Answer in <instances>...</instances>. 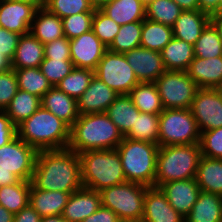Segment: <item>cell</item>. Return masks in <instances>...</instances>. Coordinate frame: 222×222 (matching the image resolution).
I'll list each match as a JSON object with an SVG mask.
<instances>
[{"instance_id":"cell-54","label":"cell","mask_w":222,"mask_h":222,"mask_svg":"<svg viewBox=\"0 0 222 222\" xmlns=\"http://www.w3.org/2000/svg\"><path fill=\"white\" fill-rule=\"evenodd\" d=\"M175 1L182 10H199L198 0H173Z\"/></svg>"},{"instance_id":"cell-61","label":"cell","mask_w":222,"mask_h":222,"mask_svg":"<svg viewBox=\"0 0 222 222\" xmlns=\"http://www.w3.org/2000/svg\"><path fill=\"white\" fill-rule=\"evenodd\" d=\"M119 222H144L142 219H120Z\"/></svg>"},{"instance_id":"cell-30","label":"cell","mask_w":222,"mask_h":222,"mask_svg":"<svg viewBox=\"0 0 222 222\" xmlns=\"http://www.w3.org/2000/svg\"><path fill=\"white\" fill-rule=\"evenodd\" d=\"M139 113L140 111L133 104L128 94L118 95L105 111V114L116 125L123 136L134 126L136 115H139Z\"/></svg>"},{"instance_id":"cell-5","label":"cell","mask_w":222,"mask_h":222,"mask_svg":"<svg viewBox=\"0 0 222 222\" xmlns=\"http://www.w3.org/2000/svg\"><path fill=\"white\" fill-rule=\"evenodd\" d=\"M201 156L199 143L159 147L154 187L195 178Z\"/></svg>"},{"instance_id":"cell-10","label":"cell","mask_w":222,"mask_h":222,"mask_svg":"<svg viewBox=\"0 0 222 222\" xmlns=\"http://www.w3.org/2000/svg\"><path fill=\"white\" fill-rule=\"evenodd\" d=\"M95 76L119 95L129 94L140 83L122 53L107 50L98 63Z\"/></svg>"},{"instance_id":"cell-18","label":"cell","mask_w":222,"mask_h":222,"mask_svg":"<svg viewBox=\"0 0 222 222\" xmlns=\"http://www.w3.org/2000/svg\"><path fill=\"white\" fill-rule=\"evenodd\" d=\"M144 222H185L168 202L165 194L157 187H148L144 197Z\"/></svg>"},{"instance_id":"cell-11","label":"cell","mask_w":222,"mask_h":222,"mask_svg":"<svg viewBox=\"0 0 222 222\" xmlns=\"http://www.w3.org/2000/svg\"><path fill=\"white\" fill-rule=\"evenodd\" d=\"M38 151L16 136L0 147V169L11 171L22 181H32Z\"/></svg>"},{"instance_id":"cell-51","label":"cell","mask_w":222,"mask_h":222,"mask_svg":"<svg viewBox=\"0 0 222 222\" xmlns=\"http://www.w3.org/2000/svg\"><path fill=\"white\" fill-rule=\"evenodd\" d=\"M13 222H41V216L28 204L14 215Z\"/></svg>"},{"instance_id":"cell-15","label":"cell","mask_w":222,"mask_h":222,"mask_svg":"<svg viewBox=\"0 0 222 222\" xmlns=\"http://www.w3.org/2000/svg\"><path fill=\"white\" fill-rule=\"evenodd\" d=\"M37 8L14 0H0V27L18 33H29Z\"/></svg>"},{"instance_id":"cell-48","label":"cell","mask_w":222,"mask_h":222,"mask_svg":"<svg viewBox=\"0 0 222 222\" xmlns=\"http://www.w3.org/2000/svg\"><path fill=\"white\" fill-rule=\"evenodd\" d=\"M21 35L0 27V52L10 61L14 58Z\"/></svg>"},{"instance_id":"cell-52","label":"cell","mask_w":222,"mask_h":222,"mask_svg":"<svg viewBox=\"0 0 222 222\" xmlns=\"http://www.w3.org/2000/svg\"><path fill=\"white\" fill-rule=\"evenodd\" d=\"M220 0H198L199 10L211 15H218V5Z\"/></svg>"},{"instance_id":"cell-39","label":"cell","mask_w":222,"mask_h":222,"mask_svg":"<svg viewBox=\"0 0 222 222\" xmlns=\"http://www.w3.org/2000/svg\"><path fill=\"white\" fill-rule=\"evenodd\" d=\"M141 33L142 21L122 25L108 50L124 54L133 48L140 47Z\"/></svg>"},{"instance_id":"cell-9","label":"cell","mask_w":222,"mask_h":222,"mask_svg":"<svg viewBox=\"0 0 222 222\" xmlns=\"http://www.w3.org/2000/svg\"><path fill=\"white\" fill-rule=\"evenodd\" d=\"M164 109H190L199 89L186 71H165L154 82Z\"/></svg>"},{"instance_id":"cell-19","label":"cell","mask_w":222,"mask_h":222,"mask_svg":"<svg viewBox=\"0 0 222 222\" xmlns=\"http://www.w3.org/2000/svg\"><path fill=\"white\" fill-rule=\"evenodd\" d=\"M101 206L100 193L85 187L71 193L62 216L69 222H81Z\"/></svg>"},{"instance_id":"cell-22","label":"cell","mask_w":222,"mask_h":222,"mask_svg":"<svg viewBox=\"0 0 222 222\" xmlns=\"http://www.w3.org/2000/svg\"><path fill=\"white\" fill-rule=\"evenodd\" d=\"M209 23L208 14L200 10H183L172 27L173 37L194 45Z\"/></svg>"},{"instance_id":"cell-29","label":"cell","mask_w":222,"mask_h":222,"mask_svg":"<svg viewBox=\"0 0 222 222\" xmlns=\"http://www.w3.org/2000/svg\"><path fill=\"white\" fill-rule=\"evenodd\" d=\"M195 180L201 191L222 196V159L201 156Z\"/></svg>"},{"instance_id":"cell-53","label":"cell","mask_w":222,"mask_h":222,"mask_svg":"<svg viewBox=\"0 0 222 222\" xmlns=\"http://www.w3.org/2000/svg\"><path fill=\"white\" fill-rule=\"evenodd\" d=\"M20 179L11 171L0 169V186H7L18 183Z\"/></svg>"},{"instance_id":"cell-46","label":"cell","mask_w":222,"mask_h":222,"mask_svg":"<svg viewBox=\"0 0 222 222\" xmlns=\"http://www.w3.org/2000/svg\"><path fill=\"white\" fill-rule=\"evenodd\" d=\"M18 91L14 69L0 73V110H5Z\"/></svg>"},{"instance_id":"cell-6","label":"cell","mask_w":222,"mask_h":222,"mask_svg":"<svg viewBox=\"0 0 222 222\" xmlns=\"http://www.w3.org/2000/svg\"><path fill=\"white\" fill-rule=\"evenodd\" d=\"M127 182L154 187L159 146L124 137L117 146Z\"/></svg>"},{"instance_id":"cell-45","label":"cell","mask_w":222,"mask_h":222,"mask_svg":"<svg viewBox=\"0 0 222 222\" xmlns=\"http://www.w3.org/2000/svg\"><path fill=\"white\" fill-rule=\"evenodd\" d=\"M199 144L202 156L222 159V127L202 132Z\"/></svg>"},{"instance_id":"cell-36","label":"cell","mask_w":222,"mask_h":222,"mask_svg":"<svg viewBox=\"0 0 222 222\" xmlns=\"http://www.w3.org/2000/svg\"><path fill=\"white\" fill-rule=\"evenodd\" d=\"M124 137L158 145L159 115L140 112L139 115H136L134 126Z\"/></svg>"},{"instance_id":"cell-25","label":"cell","mask_w":222,"mask_h":222,"mask_svg":"<svg viewBox=\"0 0 222 222\" xmlns=\"http://www.w3.org/2000/svg\"><path fill=\"white\" fill-rule=\"evenodd\" d=\"M29 32L42 44L65 37L62 19L44 7L37 9Z\"/></svg>"},{"instance_id":"cell-26","label":"cell","mask_w":222,"mask_h":222,"mask_svg":"<svg viewBox=\"0 0 222 222\" xmlns=\"http://www.w3.org/2000/svg\"><path fill=\"white\" fill-rule=\"evenodd\" d=\"M101 11L120 26L146 18V5L141 0H110Z\"/></svg>"},{"instance_id":"cell-62","label":"cell","mask_w":222,"mask_h":222,"mask_svg":"<svg viewBox=\"0 0 222 222\" xmlns=\"http://www.w3.org/2000/svg\"><path fill=\"white\" fill-rule=\"evenodd\" d=\"M218 15H222V0L219 1V5H218Z\"/></svg>"},{"instance_id":"cell-23","label":"cell","mask_w":222,"mask_h":222,"mask_svg":"<svg viewBox=\"0 0 222 222\" xmlns=\"http://www.w3.org/2000/svg\"><path fill=\"white\" fill-rule=\"evenodd\" d=\"M70 195L69 192L38 189L31 183L29 204L41 217L62 215Z\"/></svg>"},{"instance_id":"cell-40","label":"cell","mask_w":222,"mask_h":222,"mask_svg":"<svg viewBox=\"0 0 222 222\" xmlns=\"http://www.w3.org/2000/svg\"><path fill=\"white\" fill-rule=\"evenodd\" d=\"M193 48L194 56L202 59L222 56V40L211 23L205 27Z\"/></svg>"},{"instance_id":"cell-41","label":"cell","mask_w":222,"mask_h":222,"mask_svg":"<svg viewBox=\"0 0 222 222\" xmlns=\"http://www.w3.org/2000/svg\"><path fill=\"white\" fill-rule=\"evenodd\" d=\"M120 25L101 10H95L92 20V31L108 48L120 30Z\"/></svg>"},{"instance_id":"cell-21","label":"cell","mask_w":222,"mask_h":222,"mask_svg":"<svg viewBox=\"0 0 222 222\" xmlns=\"http://www.w3.org/2000/svg\"><path fill=\"white\" fill-rule=\"evenodd\" d=\"M41 106L71 127L79 118L77 100L62 92L56 86L41 98Z\"/></svg>"},{"instance_id":"cell-31","label":"cell","mask_w":222,"mask_h":222,"mask_svg":"<svg viewBox=\"0 0 222 222\" xmlns=\"http://www.w3.org/2000/svg\"><path fill=\"white\" fill-rule=\"evenodd\" d=\"M128 95L142 113L159 115L164 110L155 83L140 82L132 88Z\"/></svg>"},{"instance_id":"cell-64","label":"cell","mask_w":222,"mask_h":222,"mask_svg":"<svg viewBox=\"0 0 222 222\" xmlns=\"http://www.w3.org/2000/svg\"><path fill=\"white\" fill-rule=\"evenodd\" d=\"M218 91H219V93H220V95H221V100H222V87H221V88H218Z\"/></svg>"},{"instance_id":"cell-7","label":"cell","mask_w":222,"mask_h":222,"mask_svg":"<svg viewBox=\"0 0 222 222\" xmlns=\"http://www.w3.org/2000/svg\"><path fill=\"white\" fill-rule=\"evenodd\" d=\"M200 135L190 109H164L159 114V147L196 144Z\"/></svg>"},{"instance_id":"cell-4","label":"cell","mask_w":222,"mask_h":222,"mask_svg":"<svg viewBox=\"0 0 222 222\" xmlns=\"http://www.w3.org/2000/svg\"><path fill=\"white\" fill-rule=\"evenodd\" d=\"M79 156L83 187L100 192L127 182L117 149L88 150Z\"/></svg>"},{"instance_id":"cell-55","label":"cell","mask_w":222,"mask_h":222,"mask_svg":"<svg viewBox=\"0 0 222 222\" xmlns=\"http://www.w3.org/2000/svg\"><path fill=\"white\" fill-rule=\"evenodd\" d=\"M210 23L217 30L220 39L222 40V15H211Z\"/></svg>"},{"instance_id":"cell-47","label":"cell","mask_w":222,"mask_h":222,"mask_svg":"<svg viewBox=\"0 0 222 222\" xmlns=\"http://www.w3.org/2000/svg\"><path fill=\"white\" fill-rule=\"evenodd\" d=\"M44 59L71 61L69 40L62 37L44 44Z\"/></svg>"},{"instance_id":"cell-59","label":"cell","mask_w":222,"mask_h":222,"mask_svg":"<svg viewBox=\"0 0 222 222\" xmlns=\"http://www.w3.org/2000/svg\"><path fill=\"white\" fill-rule=\"evenodd\" d=\"M110 0H88L94 10H101Z\"/></svg>"},{"instance_id":"cell-8","label":"cell","mask_w":222,"mask_h":222,"mask_svg":"<svg viewBox=\"0 0 222 222\" xmlns=\"http://www.w3.org/2000/svg\"><path fill=\"white\" fill-rule=\"evenodd\" d=\"M148 187L125 182L101 190V206L111 209L120 219H142L144 197Z\"/></svg>"},{"instance_id":"cell-16","label":"cell","mask_w":222,"mask_h":222,"mask_svg":"<svg viewBox=\"0 0 222 222\" xmlns=\"http://www.w3.org/2000/svg\"><path fill=\"white\" fill-rule=\"evenodd\" d=\"M159 188L165 194L169 204L184 218L193 208L201 192L195 178L170 181Z\"/></svg>"},{"instance_id":"cell-57","label":"cell","mask_w":222,"mask_h":222,"mask_svg":"<svg viewBox=\"0 0 222 222\" xmlns=\"http://www.w3.org/2000/svg\"><path fill=\"white\" fill-rule=\"evenodd\" d=\"M11 69V61L0 52V73Z\"/></svg>"},{"instance_id":"cell-38","label":"cell","mask_w":222,"mask_h":222,"mask_svg":"<svg viewBox=\"0 0 222 222\" xmlns=\"http://www.w3.org/2000/svg\"><path fill=\"white\" fill-rule=\"evenodd\" d=\"M95 71L83 68H74L70 74L65 76L56 87L65 94L78 100L88 88Z\"/></svg>"},{"instance_id":"cell-37","label":"cell","mask_w":222,"mask_h":222,"mask_svg":"<svg viewBox=\"0 0 222 222\" xmlns=\"http://www.w3.org/2000/svg\"><path fill=\"white\" fill-rule=\"evenodd\" d=\"M182 11L173 0H152L146 4V19L173 27Z\"/></svg>"},{"instance_id":"cell-24","label":"cell","mask_w":222,"mask_h":222,"mask_svg":"<svg viewBox=\"0 0 222 222\" xmlns=\"http://www.w3.org/2000/svg\"><path fill=\"white\" fill-rule=\"evenodd\" d=\"M44 60V44L30 32L21 35L14 58L11 61L12 69L40 67Z\"/></svg>"},{"instance_id":"cell-3","label":"cell","mask_w":222,"mask_h":222,"mask_svg":"<svg viewBox=\"0 0 222 222\" xmlns=\"http://www.w3.org/2000/svg\"><path fill=\"white\" fill-rule=\"evenodd\" d=\"M17 136L37 151L68 148L70 127L42 106L17 126Z\"/></svg>"},{"instance_id":"cell-56","label":"cell","mask_w":222,"mask_h":222,"mask_svg":"<svg viewBox=\"0 0 222 222\" xmlns=\"http://www.w3.org/2000/svg\"><path fill=\"white\" fill-rule=\"evenodd\" d=\"M14 215L0 205V222H13Z\"/></svg>"},{"instance_id":"cell-27","label":"cell","mask_w":222,"mask_h":222,"mask_svg":"<svg viewBox=\"0 0 222 222\" xmlns=\"http://www.w3.org/2000/svg\"><path fill=\"white\" fill-rule=\"evenodd\" d=\"M185 222H222V196L201 191Z\"/></svg>"},{"instance_id":"cell-60","label":"cell","mask_w":222,"mask_h":222,"mask_svg":"<svg viewBox=\"0 0 222 222\" xmlns=\"http://www.w3.org/2000/svg\"><path fill=\"white\" fill-rule=\"evenodd\" d=\"M34 5L37 9L44 7L45 0H14Z\"/></svg>"},{"instance_id":"cell-33","label":"cell","mask_w":222,"mask_h":222,"mask_svg":"<svg viewBox=\"0 0 222 222\" xmlns=\"http://www.w3.org/2000/svg\"><path fill=\"white\" fill-rule=\"evenodd\" d=\"M172 38V27L146 18L142 21L141 47L160 52Z\"/></svg>"},{"instance_id":"cell-35","label":"cell","mask_w":222,"mask_h":222,"mask_svg":"<svg viewBox=\"0 0 222 222\" xmlns=\"http://www.w3.org/2000/svg\"><path fill=\"white\" fill-rule=\"evenodd\" d=\"M17 78L18 89L29 92L32 95L42 96L53 86L40 67L14 69Z\"/></svg>"},{"instance_id":"cell-12","label":"cell","mask_w":222,"mask_h":222,"mask_svg":"<svg viewBox=\"0 0 222 222\" xmlns=\"http://www.w3.org/2000/svg\"><path fill=\"white\" fill-rule=\"evenodd\" d=\"M190 110L201 133L222 127V100L218 89L199 88Z\"/></svg>"},{"instance_id":"cell-44","label":"cell","mask_w":222,"mask_h":222,"mask_svg":"<svg viewBox=\"0 0 222 222\" xmlns=\"http://www.w3.org/2000/svg\"><path fill=\"white\" fill-rule=\"evenodd\" d=\"M74 68L72 61H65L64 59H44L40 64L41 72L52 86H56Z\"/></svg>"},{"instance_id":"cell-14","label":"cell","mask_w":222,"mask_h":222,"mask_svg":"<svg viewBox=\"0 0 222 222\" xmlns=\"http://www.w3.org/2000/svg\"><path fill=\"white\" fill-rule=\"evenodd\" d=\"M139 82L154 83L166 69L159 51L133 48L124 53Z\"/></svg>"},{"instance_id":"cell-63","label":"cell","mask_w":222,"mask_h":222,"mask_svg":"<svg viewBox=\"0 0 222 222\" xmlns=\"http://www.w3.org/2000/svg\"><path fill=\"white\" fill-rule=\"evenodd\" d=\"M145 5L148 4L152 0H141Z\"/></svg>"},{"instance_id":"cell-20","label":"cell","mask_w":222,"mask_h":222,"mask_svg":"<svg viewBox=\"0 0 222 222\" xmlns=\"http://www.w3.org/2000/svg\"><path fill=\"white\" fill-rule=\"evenodd\" d=\"M186 72L199 88H221L222 56L205 59L194 57Z\"/></svg>"},{"instance_id":"cell-43","label":"cell","mask_w":222,"mask_h":222,"mask_svg":"<svg viewBox=\"0 0 222 222\" xmlns=\"http://www.w3.org/2000/svg\"><path fill=\"white\" fill-rule=\"evenodd\" d=\"M94 12H81L62 18L64 36L71 40L92 30Z\"/></svg>"},{"instance_id":"cell-34","label":"cell","mask_w":222,"mask_h":222,"mask_svg":"<svg viewBox=\"0 0 222 222\" xmlns=\"http://www.w3.org/2000/svg\"><path fill=\"white\" fill-rule=\"evenodd\" d=\"M31 182L20 180L18 183L0 186V205L15 215L29 204Z\"/></svg>"},{"instance_id":"cell-50","label":"cell","mask_w":222,"mask_h":222,"mask_svg":"<svg viewBox=\"0 0 222 222\" xmlns=\"http://www.w3.org/2000/svg\"><path fill=\"white\" fill-rule=\"evenodd\" d=\"M119 216L111 209L100 206V208L81 222H119Z\"/></svg>"},{"instance_id":"cell-2","label":"cell","mask_w":222,"mask_h":222,"mask_svg":"<svg viewBox=\"0 0 222 222\" xmlns=\"http://www.w3.org/2000/svg\"><path fill=\"white\" fill-rule=\"evenodd\" d=\"M124 136L105 113L79 115L70 127L68 148L80 154L88 150L116 149Z\"/></svg>"},{"instance_id":"cell-1","label":"cell","mask_w":222,"mask_h":222,"mask_svg":"<svg viewBox=\"0 0 222 222\" xmlns=\"http://www.w3.org/2000/svg\"><path fill=\"white\" fill-rule=\"evenodd\" d=\"M31 183L45 191L73 193L81 189L79 154L69 148L38 151Z\"/></svg>"},{"instance_id":"cell-17","label":"cell","mask_w":222,"mask_h":222,"mask_svg":"<svg viewBox=\"0 0 222 222\" xmlns=\"http://www.w3.org/2000/svg\"><path fill=\"white\" fill-rule=\"evenodd\" d=\"M118 95L94 75L88 88L77 100L79 115L105 113Z\"/></svg>"},{"instance_id":"cell-28","label":"cell","mask_w":222,"mask_h":222,"mask_svg":"<svg viewBox=\"0 0 222 222\" xmlns=\"http://www.w3.org/2000/svg\"><path fill=\"white\" fill-rule=\"evenodd\" d=\"M167 71H187L194 59L193 45L175 37L160 51Z\"/></svg>"},{"instance_id":"cell-49","label":"cell","mask_w":222,"mask_h":222,"mask_svg":"<svg viewBox=\"0 0 222 222\" xmlns=\"http://www.w3.org/2000/svg\"><path fill=\"white\" fill-rule=\"evenodd\" d=\"M17 136V127L4 110H0V147L8 144Z\"/></svg>"},{"instance_id":"cell-32","label":"cell","mask_w":222,"mask_h":222,"mask_svg":"<svg viewBox=\"0 0 222 222\" xmlns=\"http://www.w3.org/2000/svg\"><path fill=\"white\" fill-rule=\"evenodd\" d=\"M41 106V98L18 89L10 104L4 110L17 127Z\"/></svg>"},{"instance_id":"cell-13","label":"cell","mask_w":222,"mask_h":222,"mask_svg":"<svg viewBox=\"0 0 222 222\" xmlns=\"http://www.w3.org/2000/svg\"><path fill=\"white\" fill-rule=\"evenodd\" d=\"M69 44L74 67L93 71L108 50L92 30L69 40Z\"/></svg>"},{"instance_id":"cell-42","label":"cell","mask_w":222,"mask_h":222,"mask_svg":"<svg viewBox=\"0 0 222 222\" xmlns=\"http://www.w3.org/2000/svg\"><path fill=\"white\" fill-rule=\"evenodd\" d=\"M44 8L61 19L81 12L95 11L88 0H45Z\"/></svg>"},{"instance_id":"cell-58","label":"cell","mask_w":222,"mask_h":222,"mask_svg":"<svg viewBox=\"0 0 222 222\" xmlns=\"http://www.w3.org/2000/svg\"><path fill=\"white\" fill-rule=\"evenodd\" d=\"M41 222H69L62 215L41 217Z\"/></svg>"}]
</instances>
